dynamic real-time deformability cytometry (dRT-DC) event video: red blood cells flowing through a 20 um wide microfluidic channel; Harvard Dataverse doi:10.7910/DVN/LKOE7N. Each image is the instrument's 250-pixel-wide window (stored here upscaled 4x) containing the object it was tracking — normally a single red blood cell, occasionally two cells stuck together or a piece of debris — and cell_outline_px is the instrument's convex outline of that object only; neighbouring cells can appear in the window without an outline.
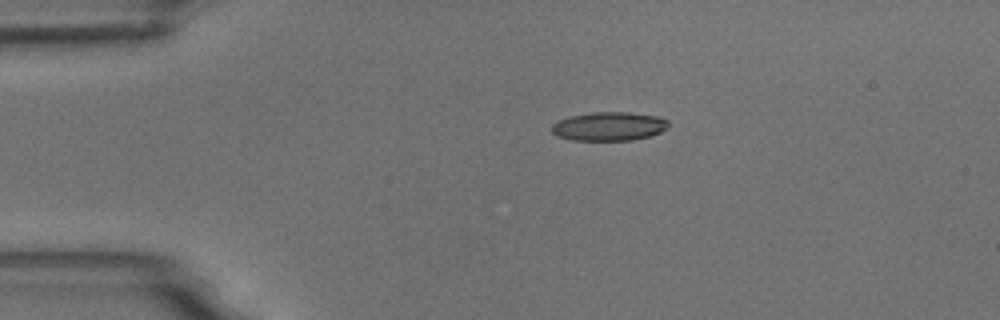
{"species": "common noctule bat (a hibernating species)", "species_latin": "Nyctalus noctula", "temperature_condition": "room temperature", "stored_images_in_passage": 2, "camera_frame_rate_fps": 3000, "um_per_image_px": 0.085, "animal": {"sex": "male", "body_mass_g": 18.8}, "frame": {"image": 1, "passage_image": 2, "time_ms": 2.0, "image_size_px": [1000, 320], "cell_outline_px": [[668, 128], [652, 136], [632, 140], [572, 140], [556, 136], [552, 132], [552, 124], [568, 116], [592, 112], [628, 112], [660, 116], [668, 120]], "centroid_in_image_um": [51.79, 10.73], "position_along_channel_um": 33.2, "area_um2": 19.77}}